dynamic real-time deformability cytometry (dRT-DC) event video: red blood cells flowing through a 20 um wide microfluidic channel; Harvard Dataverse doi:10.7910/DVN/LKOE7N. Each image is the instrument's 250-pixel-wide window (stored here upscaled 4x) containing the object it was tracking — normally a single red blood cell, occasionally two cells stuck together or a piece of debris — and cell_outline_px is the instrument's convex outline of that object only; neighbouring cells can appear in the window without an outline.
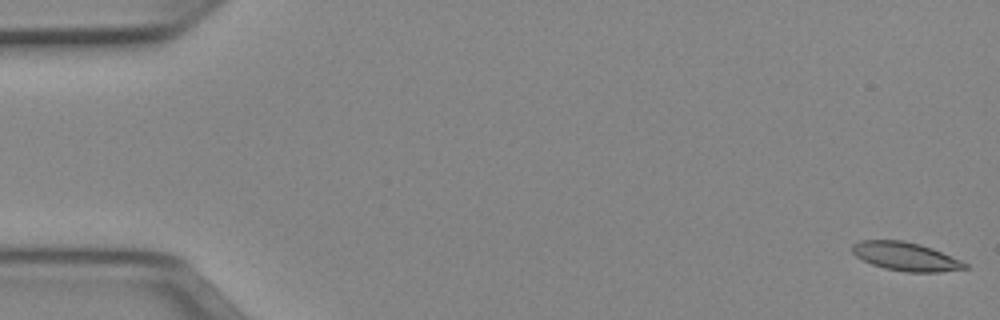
{"species": "Egyptian fruit bat (a non-hibernating species)", "species_latin": "Rousettus aegyptiacus", "temperature_condition": "cold", "stored_images_in_passage": 51, "camera_frame_rate_fps": 3000, "um_per_image_px": 0.085, "animal": {"sex": "female"}, "frame": {"image": 1, "passage_image": 1, "time_ms": 0.0, "image_size_px": [1000, 320], "cell_outline_px": [[968, 268], [940, 272], [904, 272], [884, 268], [872, 264], [856, 256], [852, 252], [852, 244], [860, 240], [904, 240], [920, 244], [932, 248], [960, 260], [968, 264]], "centroid_in_image_um": [76.97, 21.8], "position_along_channel_um": 8.0, "area_um2": 18.73}}
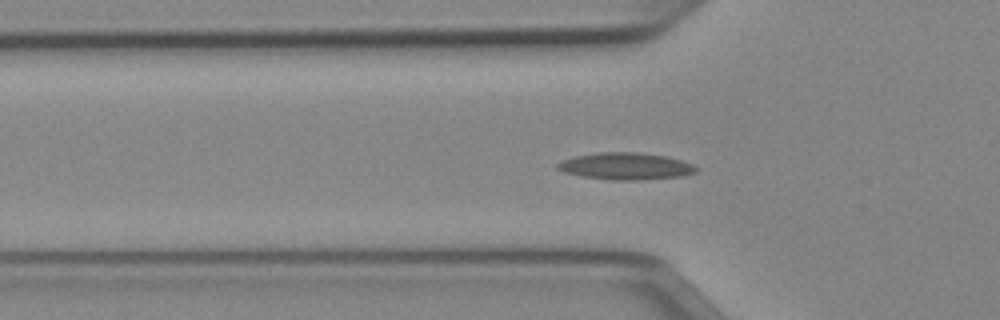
{"frame": {"image": 2, "passage_image": 17, "time_ms": 5.333, "image_size_px": [1000, 320], "cell_outline_px": [[700, 168], [696, 172], [680, 176], [636, 180], [612, 180], [584, 176], [564, 172], [556, 168], [556, 164], [564, 160], [576, 156], [600, 152], [640, 152], [664, 156], [680, 160], [692, 164]], "centroid_in_image_um": [53.2, 14.12], "position_along_channel_um": 72.6, "area_um2": 21.5}}
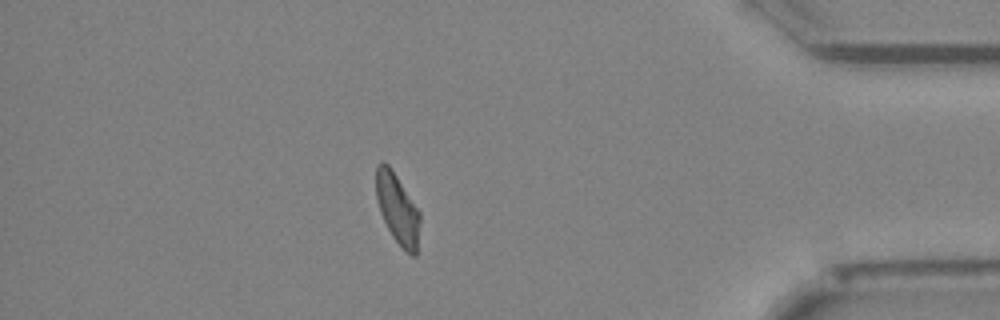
{"frame": {"image": 3, "passage_image": 45, "time_ms": 14.667, "image_size_px": [1000, 320], "cell_outline_px": [[420, 220], [416, 256], [412, 256], [392, 236], [380, 212], [376, 196], [376, 164], [380, 160], [384, 160], [388, 164], [420, 212]], "centroid_in_image_um": [33.77, 17.71], "position_along_channel_um": 401.4, "area_um2": 17.69}, "authors_computed_cell_mechanics": {"area_um2": 18.9006, "velocity_mm_per_s": 3.9287, "shape_relaxation_time_tau1_ms": null, "shape_relaxation_time_tau2_ms": 3.9735, "deformation_change_tau1": null, "deformation_change_tau2": 0.0995}}